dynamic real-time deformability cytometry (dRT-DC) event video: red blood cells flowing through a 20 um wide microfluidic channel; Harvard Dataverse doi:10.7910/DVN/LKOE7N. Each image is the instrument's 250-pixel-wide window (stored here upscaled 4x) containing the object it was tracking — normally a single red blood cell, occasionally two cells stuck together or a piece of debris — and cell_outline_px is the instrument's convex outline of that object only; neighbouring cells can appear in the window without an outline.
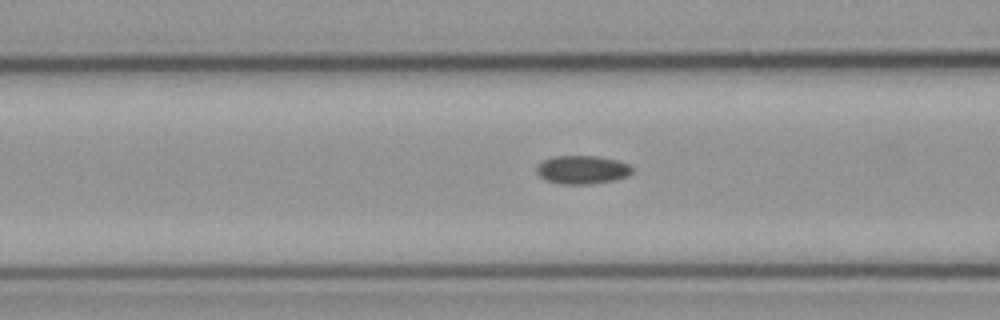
{"species": "common noctule bat (a hibernating species)", "species_latin": "Nyctalus noctula", "temperature_condition": "cold", "stored_images_in_passage": 12, "camera_frame_rate_fps": 3000, "um_per_image_px": 0.085, "animal": {"sex": "male", "body_mass_g": 23.1, "forearm_length_mm": 52.7}, "frame": {"image": 1, "passage_image": 10, "time_ms": 3.0, "image_size_px": [1000, 320], "cell_outline_px": [[632, 172], [628, 176], [612, 180], [592, 184], [560, 184], [544, 180], [536, 172], [536, 164], [552, 156], [596, 156], [616, 160], [628, 164], [632, 168]], "centroid_in_image_um": [49.44, 14.43], "position_along_channel_um": 117.2, "area_um2": 15.9}}